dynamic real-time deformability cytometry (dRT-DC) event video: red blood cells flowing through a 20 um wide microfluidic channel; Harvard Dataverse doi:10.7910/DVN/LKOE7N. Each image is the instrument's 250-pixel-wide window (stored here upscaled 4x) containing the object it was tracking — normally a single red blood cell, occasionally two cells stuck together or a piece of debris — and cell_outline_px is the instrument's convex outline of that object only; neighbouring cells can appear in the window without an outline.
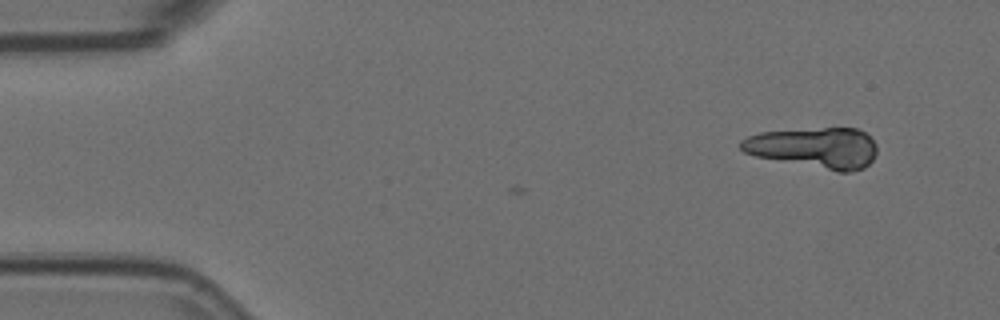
{"species": "Egyptian fruit bat (a non-hibernating species)", "species_latin": "Rousettus aegyptiacus", "temperature_condition": "room temperature", "stored_images_in_passage": 4, "camera_frame_rate_fps": 3000, "um_per_image_px": 0.085, "animal": {"sex": "female"}, "frame": {"image": 1, "passage_image": 1, "time_ms": 0.0, "image_size_px": [1000, 320], "cell_outline_px": [[876, 156], [864, 168], [848, 172], [836, 172], [756, 156], [744, 152], [740, 148], [740, 140], [748, 136], [760, 132], [824, 128], [856, 128], [864, 132], [876, 144]], "centroid_in_image_um": [69.24, 12.57], "position_along_channel_um": 15.8, "area_um2": 32.31}}